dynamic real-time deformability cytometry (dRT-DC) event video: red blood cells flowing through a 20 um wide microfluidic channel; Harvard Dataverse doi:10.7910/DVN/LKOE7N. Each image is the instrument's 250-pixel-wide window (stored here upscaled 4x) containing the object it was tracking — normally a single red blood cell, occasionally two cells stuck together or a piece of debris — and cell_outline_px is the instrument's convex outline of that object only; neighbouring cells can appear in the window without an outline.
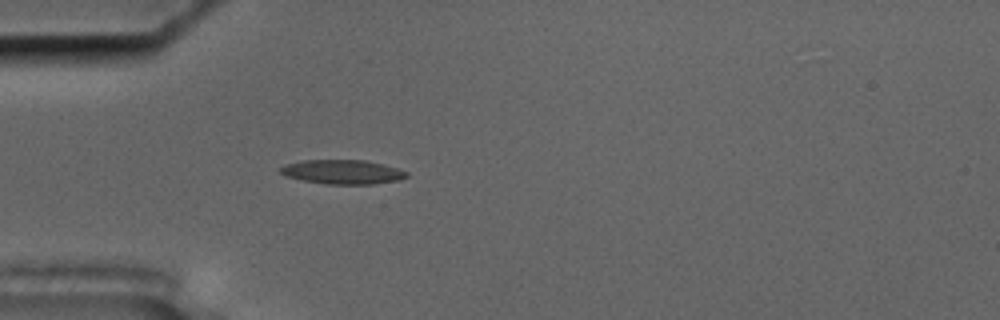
{"species": "common noctule bat (a hibernating species)", "species_latin": "Nyctalus noctula", "temperature_condition": "cold", "stored_images_in_passage": 55, "segment_of_instrument_passage": [1, 2], "camera_frame_rate_fps": 3000, "um_per_image_px": 0.085, "animal": {"sex": "male", "body_mass_g": 17.5, "forearm_length_mm": 52.3}, "frame": {"image": 1, "passage_image": 16, "time_ms": 5.0, "image_size_px": [1000, 320], "cell_outline_px": [[408, 176], [400, 180], [372, 184], [324, 184], [284, 176], [280, 172], [280, 168], [284, 164], [304, 160], [364, 160], [384, 164], [408, 172]], "centroid_in_image_um": [29.11, 14.61], "position_along_channel_um": 55.9, "area_um2": 17.86}}
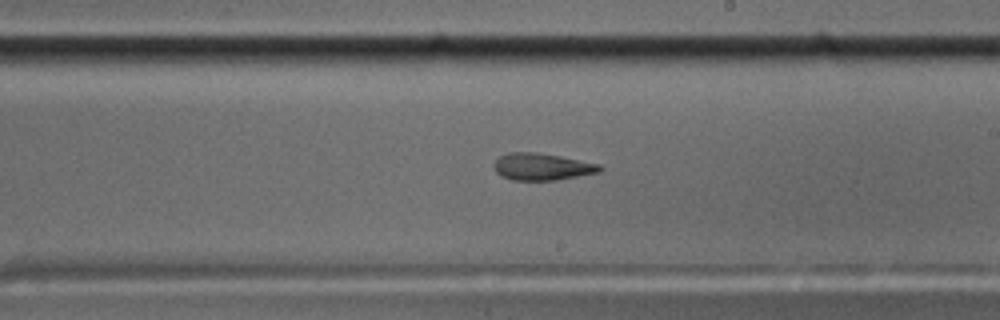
{"frame": {"image": 2, "passage_image": 32, "time_ms": 10.333, "image_size_px": [1000, 320], "cell_outline_px": [[604, 168], [600, 172], [556, 180], [512, 180], [500, 176], [492, 168], [492, 164], [500, 156], [508, 152], [536, 152], [560, 156], [600, 164]], "centroid_in_image_um": [46.04, 14.17], "position_along_channel_um": 243.0, "area_um2": 16.82}}